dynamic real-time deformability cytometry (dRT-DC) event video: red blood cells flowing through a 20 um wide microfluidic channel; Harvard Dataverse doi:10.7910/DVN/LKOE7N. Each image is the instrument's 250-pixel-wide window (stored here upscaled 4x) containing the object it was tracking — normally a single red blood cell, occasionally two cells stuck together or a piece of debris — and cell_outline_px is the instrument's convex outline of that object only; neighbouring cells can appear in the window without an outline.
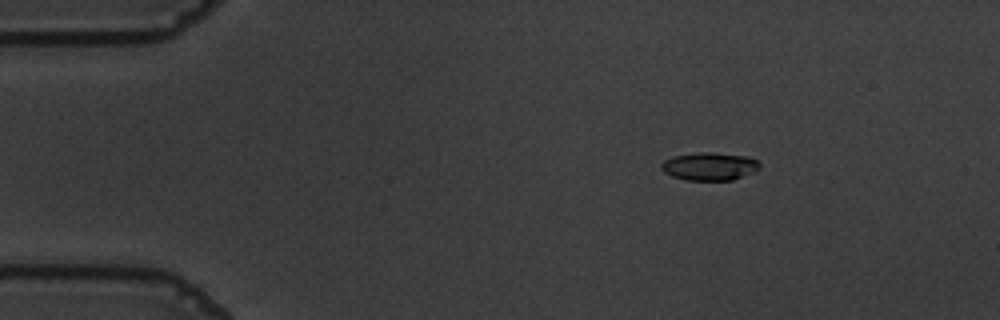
{"species": "common noctule bat (a hibernating species)", "species_latin": "Nyctalus noctula", "temperature_condition": "warm", "stored_images_in_passage": 52, "camera_frame_rate_fps": 3000, "um_per_image_px": 0.085, "animal": {"sex": "male", "body_mass_g": 19.5, "forearm_length_mm": 54.6}, "frame": {"image": 1, "passage_image": 5, "time_ms": 1.333, "image_size_px": [1000, 320], "cell_outline_px": [[760, 168], [756, 172], [732, 180], [688, 180], [672, 176], [664, 172], [660, 168], [660, 164], [664, 160], [672, 156], [700, 152], [712, 152], [748, 156], [756, 160], [760, 164]], "centroid_in_image_um": [60.32, 14.13], "position_along_channel_um": 24.7, "area_um2": 16.18}}
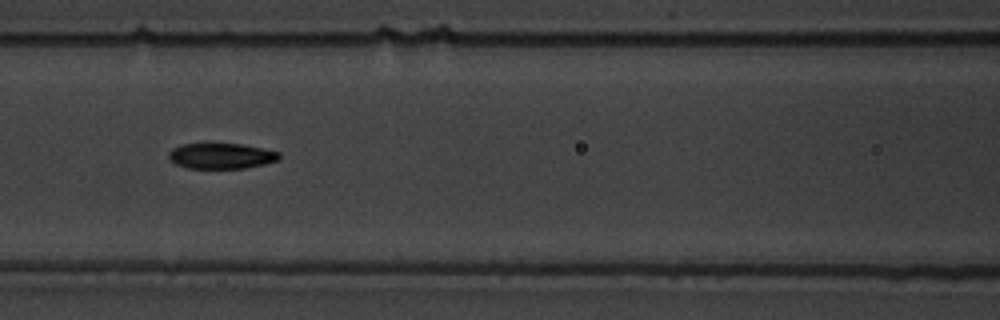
{"frame": {"image": 2, "passage_image": 21, "time_ms": 6.667, "image_size_px": [1000, 320], "cell_outline_px": [[280, 160], [264, 164], [244, 168], [188, 168], [176, 164], [168, 156], [168, 152], [172, 148], [180, 144], [240, 144], [280, 152]], "centroid_in_image_um": [18.8, 13.25], "position_along_channel_um": 147.8, "area_um2": 16.36}}
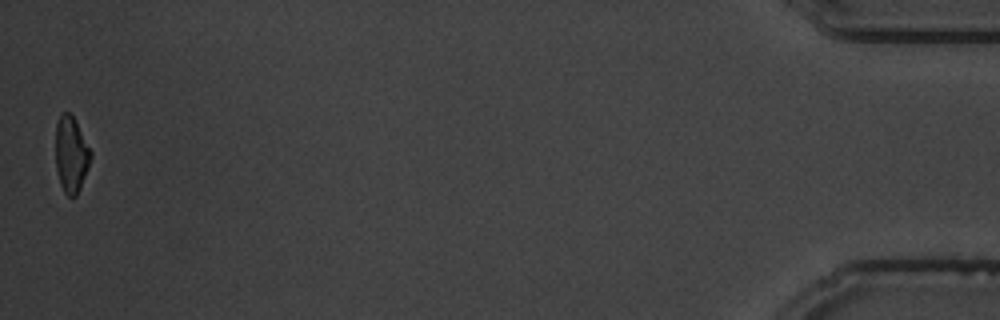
{"frame": {"image": 3, "passage_image": 52, "time_ms": 17.0, "image_size_px": [1000, 320], "cell_outline_px": [[92, 156], [88, 168], [80, 188], [76, 196], [68, 196], [64, 192], [60, 184], [56, 168], [56, 124], [60, 112], [68, 112], [72, 116], [92, 152]], "centroid_in_image_um": [6.04, 13.13], "position_along_channel_um": 429.2, "area_um2": 15.43}, "authors_computed_cell_mechanics": {"area_um2": 16.762, "velocity_mm_per_s": 3.6214, "shape_relaxation_time_tau1_ms": 3.6697, "shape_relaxation_time_tau2_ms": 2.3067, "deformation_change_tau1": 0.1651, "deformation_change_tau2": 0.0722}}